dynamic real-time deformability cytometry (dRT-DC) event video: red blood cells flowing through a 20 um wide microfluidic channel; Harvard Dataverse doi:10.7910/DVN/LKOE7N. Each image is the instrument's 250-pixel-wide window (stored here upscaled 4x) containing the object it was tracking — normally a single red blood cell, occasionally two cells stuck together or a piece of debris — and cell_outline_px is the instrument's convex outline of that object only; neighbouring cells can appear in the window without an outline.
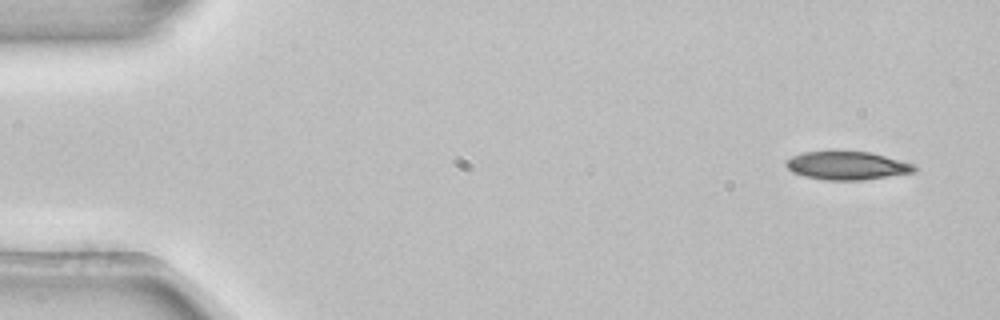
{"species": "common noctule bat (a hibernating species)", "species_latin": "Nyctalus noctula", "temperature_condition": "room temperature", "stored_images_in_passage": 51, "camera_frame_rate_fps": 3000, "um_per_image_px": 0.085, "animal": {"sex": "female", "body_mass_g": 22.7, "forearm_length_mm": 54.2}, "frame": {"image": 1, "passage_image": 1, "time_ms": 0.0, "image_size_px": [1000, 320], "cell_outline_px": [[916, 172], [864, 180], [828, 180], [804, 176], [792, 172], [784, 164], [784, 160], [792, 156], [804, 152], [872, 152], [912, 164], [916, 168]], "centroid_in_image_um": [71.97, 14.08], "position_along_channel_um": 13.0, "area_um2": 20.98}}
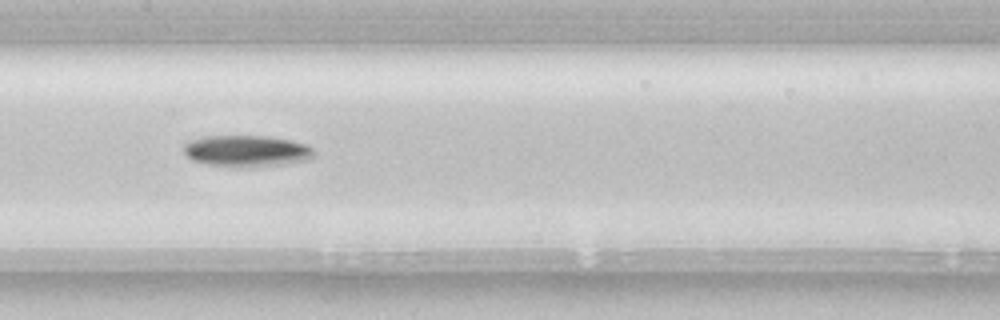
{"frame": {"image": 2, "passage_image": 24, "time_ms": 7.667, "image_size_px": [1000, 320], "cell_outline_px": [[312, 156], [308, 160], [284, 164], [256, 168], [232, 168], [208, 164], [192, 160], [184, 152], [184, 144], [188, 140], [204, 136], [268, 136], [292, 140], [304, 144], [312, 148]], "centroid_in_image_um": [20.93, 12.85], "position_along_channel_um": 186.5, "area_um2": 24.28}}
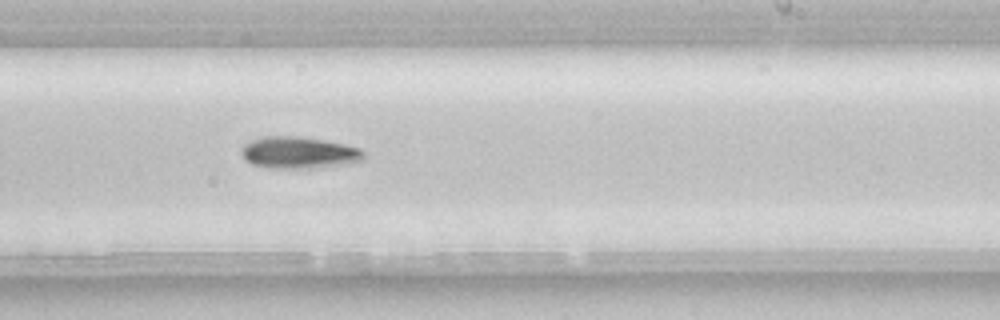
{"frame": {"image": 3, "passage_image": 30, "time_ms": 9.667, "image_size_px": [1000, 320], "cell_outline_px": [[364, 160], [352, 164], [320, 168], [272, 168], [252, 164], [244, 160], [240, 152], [244, 144], [252, 140], [264, 136], [300, 136], [324, 140], [344, 144], [360, 148], [364, 152]], "centroid_in_image_um": [25.43, 12.98], "position_along_channel_um": 263.6, "area_um2": 23.06}, "authors_computed_cell_mechanics": {"area_um2": 21.7906, "velocity_mm_per_s": 3.8728, "shape_relaxation_time_tau1_ms": 2.4946, "shape_relaxation_time_tau2_ms": null, "deformation_change_tau1": 0.0979, "deformation_change_tau2": null}}